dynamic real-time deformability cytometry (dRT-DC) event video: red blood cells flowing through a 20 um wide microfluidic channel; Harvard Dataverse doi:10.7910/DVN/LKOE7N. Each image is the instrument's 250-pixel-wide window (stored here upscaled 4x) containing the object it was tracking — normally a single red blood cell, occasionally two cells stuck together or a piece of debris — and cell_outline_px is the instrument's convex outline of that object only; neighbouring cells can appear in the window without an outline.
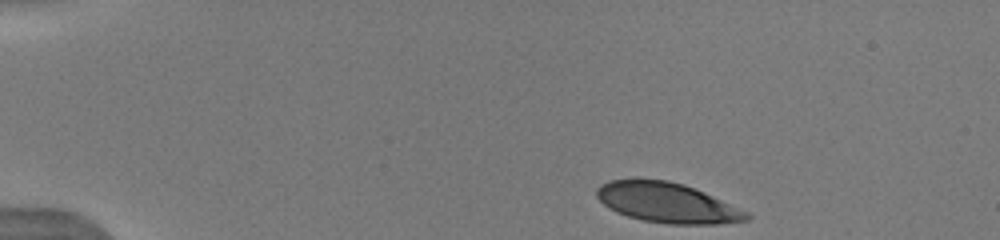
{"species": "human", "species_latin": "Homo sapiens", "temperature_condition": "warm", "stored_images_in_passage": 11, "camera_frame_rate_fps": 3000, "um_per_image_px": 0.085, "donor": {"sex": "male"}, "frame": {"image": 1, "passage_image": 1, "time_ms": 0.0, "image_size_px": [1000, 240], "cell_outline_px": [[752, 216], [748, 220], [716, 224], [668, 224], [644, 220], [628, 216], [616, 212], [608, 208], [596, 196], [596, 188], [600, 184], [608, 180], [636, 176], [668, 180], [684, 184], [704, 192], [748, 212]], "centroid_in_image_um": [56.64, 17.19], "position_along_channel_um": 28.4, "area_um2": 35.55}}
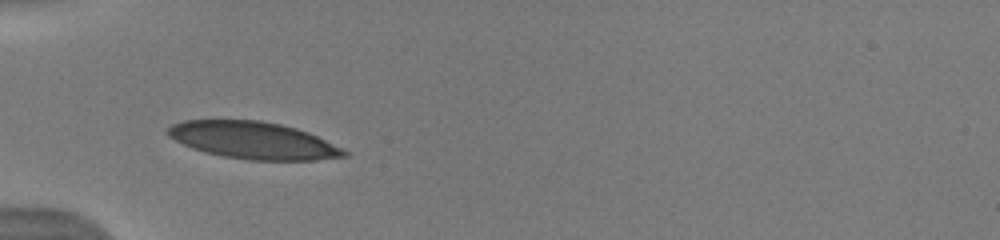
{"frame": {"image": 2, "passage_image": 10, "time_ms": 3.0, "image_size_px": [1000, 240], "cell_outline_px": [[348, 156], [316, 160], [252, 160], [224, 156], [204, 152], [192, 148], [168, 136], [164, 132], [172, 124], [184, 120], [260, 120], [280, 124], [296, 128], [308, 132], [348, 152]], "centroid_in_image_um": [21.49, 11.92], "position_along_channel_um": 63.5, "area_um2": 37.86}}